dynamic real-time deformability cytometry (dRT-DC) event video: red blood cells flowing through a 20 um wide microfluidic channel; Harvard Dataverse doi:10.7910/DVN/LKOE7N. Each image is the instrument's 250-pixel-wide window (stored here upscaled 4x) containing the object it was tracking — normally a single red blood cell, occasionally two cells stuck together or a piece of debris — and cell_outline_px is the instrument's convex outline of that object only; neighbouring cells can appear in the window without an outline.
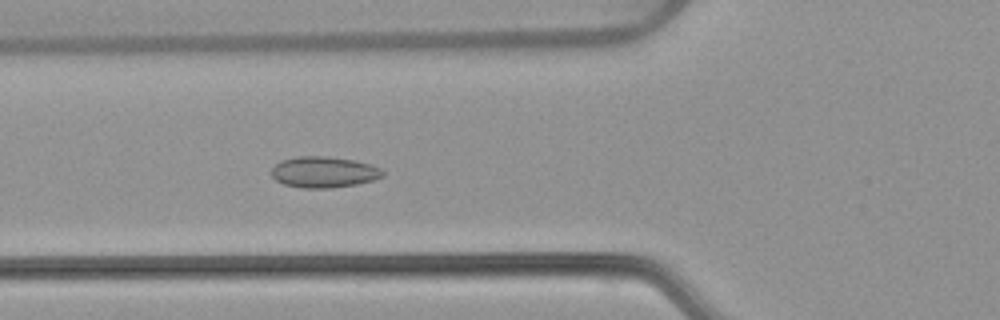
{"species": "common noctule bat (a hibernating species)", "species_latin": "Nyctalus noctula", "temperature_condition": "warm", "stored_images_in_passage": 54, "camera_frame_rate_fps": 3000, "um_per_image_px": 0.085, "animal": {"sex": "female", "body_mass_g": 22.7, "forearm_length_mm": 54.2}, "frame": {"image": 1, "passage_image": 20, "time_ms": 6.333, "image_size_px": [1000, 320], "cell_outline_px": [[384, 176], [372, 180], [356, 184], [332, 188], [304, 188], [284, 184], [276, 180], [272, 176], [272, 168], [280, 160], [296, 156], [328, 156], [356, 160], [372, 164], [380, 168], [384, 172]], "centroid_in_image_um": [27.54, 14.61], "position_along_channel_um": 98.3, "area_um2": 20.29}}
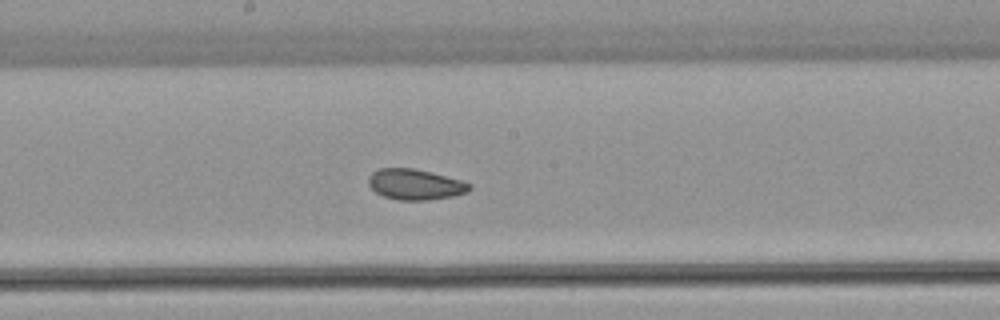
{"frame": {"image": 2, "passage_image": 29, "time_ms": 9.333, "image_size_px": [1000, 320], "cell_outline_px": [[472, 188], [468, 192], [452, 196], [428, 200], [396, 200], [384, 196], [376, 192], [368, 184], [368, 176], [372, 172], [380, 168], [416, 168], [432, 172], [460, 180], [472, 184]], "centroid_in_image_um": [35.29, 15.67], "position_along_channel_um": 212.9, "area_um2": 18.15}}
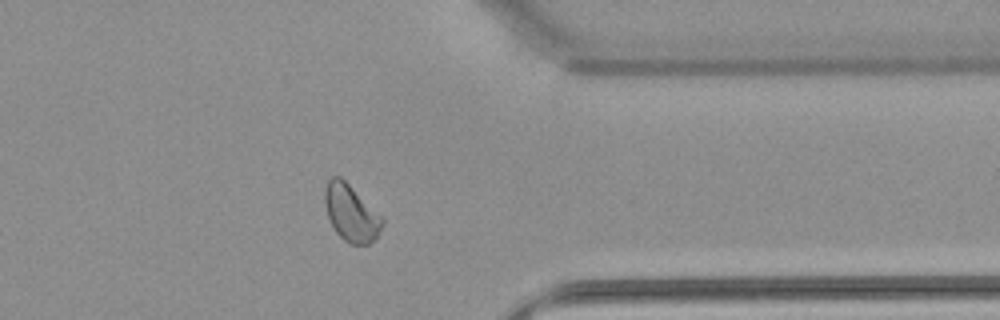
{"frame": {"image": 3, "passage_image": 43, "time_ms": 14.0, "image_size_px": [1000, 320], "cell_outline_px": [[384, 224], [376, 236], [368, 244], [348, 244], [336, 232], [328, 216], [324, 200], [324, 188], [328, 180], [332, 176], [340, 176], [384, 216]], "centroid_in_image_um": [29.85, 18.08], "position_along_channel_um": 381.5, "area_um2": 19.07}, "authors_computed_cell_mechanics": {"area_um2": 19.5942, "velocity_mm_per_s": 3.8163, "shape_relaxation_time_tau1_ms": null, "shape_relaxation_time_tau2_ms": 1.8127, "deformation_change_tau1": null, "deformation_change_tau2": 0.0598}}